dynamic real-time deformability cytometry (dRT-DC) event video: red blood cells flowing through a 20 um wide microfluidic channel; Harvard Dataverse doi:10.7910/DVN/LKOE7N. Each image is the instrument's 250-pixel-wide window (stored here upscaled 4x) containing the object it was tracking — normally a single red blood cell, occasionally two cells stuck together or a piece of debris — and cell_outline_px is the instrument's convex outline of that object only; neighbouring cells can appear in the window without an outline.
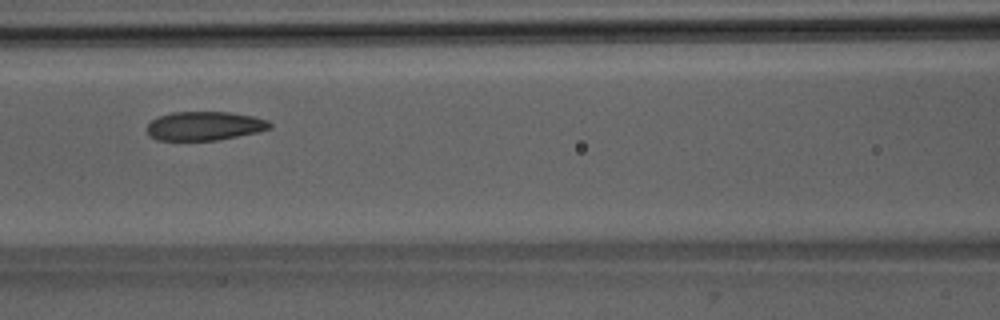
{"species": "Egyptian fruit bat (a non-hibernating species)", "species_latin": "Rousettus aegyptiacus", "temperature_condition": "room temperature", "stored_images_in_passage": 3, "camera_frame_rate_fps": 3000, "um_per_image_px": 0.085, "animal": {"sex": "male"}, "frame": {"image": 1, "passage_image": 3, "time_ms": 2.333, "image_size_px": [1000, 320], "cell_outline_px": [[272, 128], [260, 132], [216, 140], [156, 140], [148, 136], [148, 124], [152, 120], [160, 116], [172, 112], [228, 112], [252, 116], [268, 120], [272, 124]], "centroid_in_image_um": [17.41, 10.71], "position_along_channel_um": 149.2, "area_um2": 20.69}}